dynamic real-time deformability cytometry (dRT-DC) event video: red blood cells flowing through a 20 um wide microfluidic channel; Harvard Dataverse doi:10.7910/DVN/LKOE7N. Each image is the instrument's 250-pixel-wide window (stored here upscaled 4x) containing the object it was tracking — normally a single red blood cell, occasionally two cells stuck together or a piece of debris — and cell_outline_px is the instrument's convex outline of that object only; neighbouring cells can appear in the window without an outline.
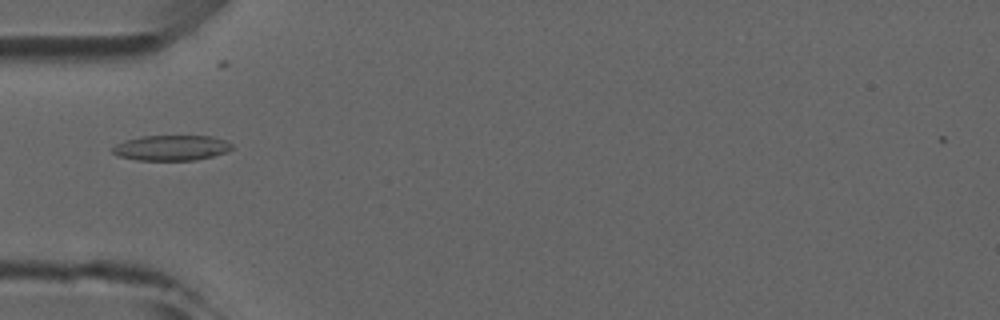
{"species": "common noctule bat (a hibernating species)", "species_latin": "Nyctalus noctula", "temperature_condition": "room temperature", "stored_images_in_passage": 4, "camera_frame_rate_fps": 3000, "um_per_image_px": 0.085, "animal": {"sex": "male", "forearm_length_mm": 52.5}, "frame": {"image": 1, "passage_image": 2, "time_ms": 1.0, "image_size_px": [1000, 320], "cell_outline_px": [[232, 148], [228, 152], [196, 160], [136, 160], [120, 156], [112, 152], [112, 148], [116, 144], [128, 140], [144, 136], [212, 136], [224, 140], [232, 144]], "centroid_in_image_um": [14.6, 12.57], "position_along_channel_um": 70.4, "area_um2": 17.46}}
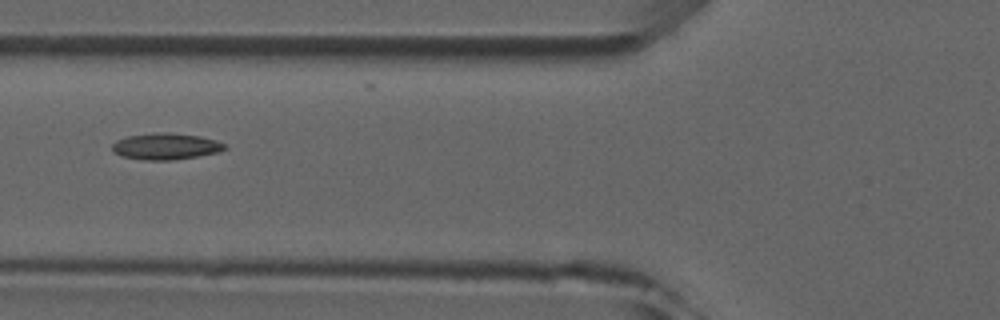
{"frame": {"image": 2, "passage_image": 3, "time_ms": 2.0, "image_size_px": [1000, 320], "cell_outline_px": [[228, 148], [216, 152], [196, 156], [172, 160], [144, 160], [120, 156], [112, 152], [112, 144], [116, 140], [128, 136], [160, 132], [168, 132], [200, 136], [216, 140], [224, 144]], "centroid_in_image_um": [14.05, 12.44], "position_along_channel_um": 111.8, "area_um2": 17.28}}